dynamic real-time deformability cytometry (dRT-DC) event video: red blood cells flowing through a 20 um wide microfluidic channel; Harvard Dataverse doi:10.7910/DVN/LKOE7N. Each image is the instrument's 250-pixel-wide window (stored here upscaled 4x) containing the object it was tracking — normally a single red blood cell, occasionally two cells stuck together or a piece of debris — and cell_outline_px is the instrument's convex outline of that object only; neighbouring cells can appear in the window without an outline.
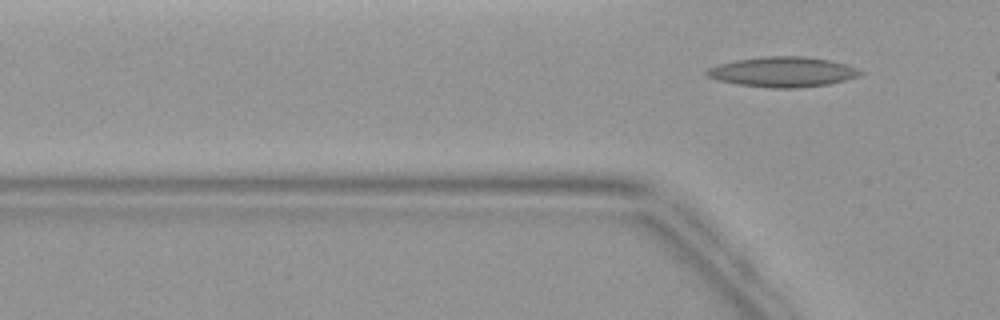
{"species": "common noctule bat (a hibernating species)", "species_latin": "Nyctalus noctula", "temperature_condition": "warm", "stored_images_in_passage": 4, "camera_frame_rate_fps": 3000, "um_per_image_px": 0.085, "animal": {"sex": "female", "body_mass_g": 19.9}, "frame": {"image": 1, "passage_image": 4, "time_ms": 3.667, "image_size_px": [1000, 320], "cell_outline_px": [[864, 72], [860, 76], [828, 84], [800, 88], [772, 88], [736, 84], [716, 80], [708, 76], [704, 72], [708, 68], [720, 64], [736, 60], [764, 56], [804, 56], [828, 60], [844, 64], [856, 68]], "centroid_in_image_um": [66.52, 6.12], "position_along_channel_um": 59.3, "area_um2": 26.88}}